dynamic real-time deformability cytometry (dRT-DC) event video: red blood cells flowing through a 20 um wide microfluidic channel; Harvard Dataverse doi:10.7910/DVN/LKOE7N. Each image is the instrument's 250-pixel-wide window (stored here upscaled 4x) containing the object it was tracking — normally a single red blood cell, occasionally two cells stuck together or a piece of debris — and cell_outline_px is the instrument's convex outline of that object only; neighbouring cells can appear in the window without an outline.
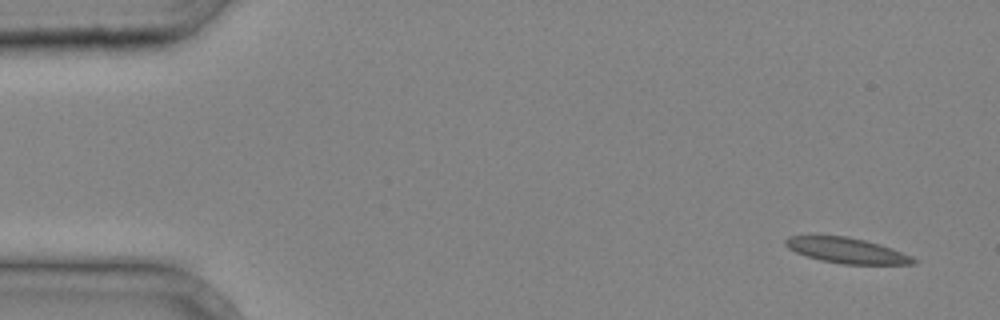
{"species": "common noctule bat (a hibernating species)", "species_latin": "Nyctalus noctula", "temperature_condition": "cold", "stored_images_in_passage": 4, "segment_of_instrument_passage": [2, 2], "camera_frame_rate_fps": 3000, "um_per_image_px": 0.085, "animal": {"sex": "male", "body_mass_g": 20.4}, "frame": {"image": 1, "passage_image": 4, "time_ms": 1.0, "image_size_px": [1000, 320], "cell_outline_px": [[920, 260], [916, 264], [844, 264], [820, 260], [796, 252], [788, 248], [784, 244], [784, 240], [788, 236], [844, 236], [864, 240], [880, 244], [892, 248], [912, 256]], "centroid_in_image_um": [72.02, 21.3], "position_along_channel_um": 13.0, "area_um2": 18.9}}